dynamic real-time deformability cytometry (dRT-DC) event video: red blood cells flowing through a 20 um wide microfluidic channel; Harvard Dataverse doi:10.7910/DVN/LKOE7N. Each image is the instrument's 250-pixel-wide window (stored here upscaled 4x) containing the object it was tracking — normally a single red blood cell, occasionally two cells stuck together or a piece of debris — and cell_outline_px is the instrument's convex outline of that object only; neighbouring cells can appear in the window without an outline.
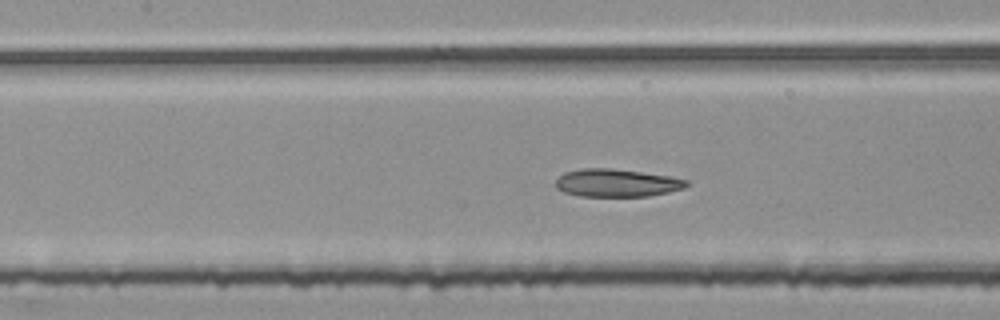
{"species": "common noctule bat (a hibernating species)", "species_latin": "Nyctalus noctula", "temperature_condition": "room temperature", "stored_images_in_passage": 50, "camera_frame_rate_fps": 3000, "um_per_image_px": 0.085, "animal": {"sex": "female", "body_mass_g": 25.1}, "frame": {"image": 1, "passage_image": 23, "time_ms": 7.333, "image_size_px": [1000, 320], "cell_outline_px": [[692, 184], [684, 188], [668, 192], [648, 196], [580, 196], [564, 192], [556, 188], [556, 180], [564, 172], [580, 168], [608, 168], [640, 172], [668, 176], [688, 180]], "centroid_in_image_um": [52.42, 15.55], "position_along_channel_um": 155.0, "area_um2": 21.15}}
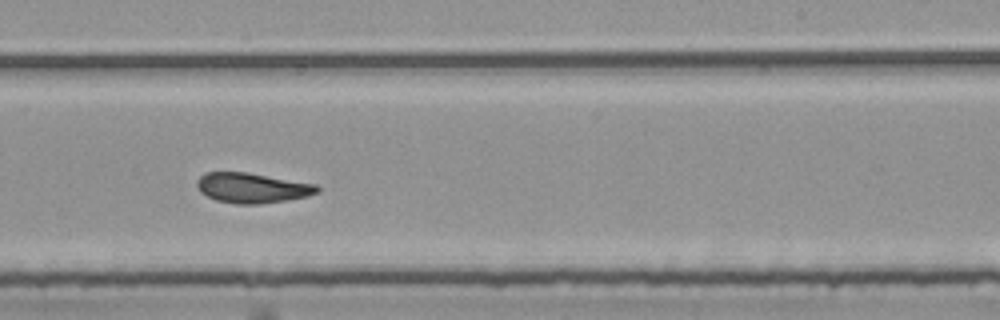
{"frame": {"image": 2, "passage_image": 32, "time_ms": 10.333, "image_size_px": [1000, 320], "cell_outline_px": [[320, 192], [308, 196], [260, 204], [236, 204], [216, 200], [200, 192], [196, 184], [200, 176], [204, 172], [248, 172], [316, 184], [320, 188]], "centroid_in_image_um": [21.44, 15.96], "position_along_channel_um": 267.6, "area_um2": 21.1}}
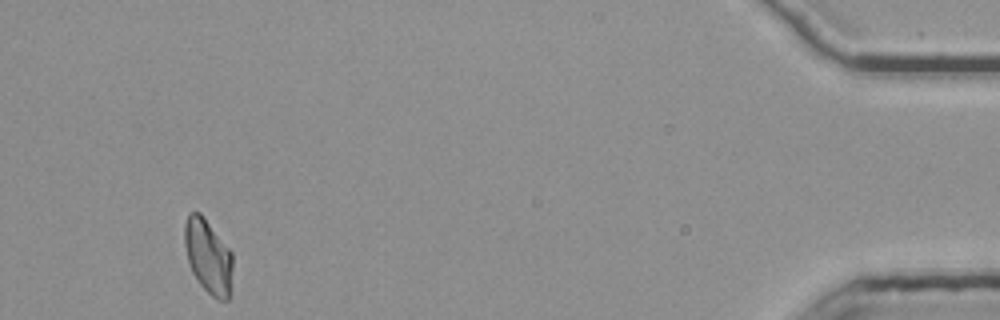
{"frame": {"image": 3, "passage_image": 50, "time_ms": 16.333, "image_size_px": [1000, 320], "cell_outline_px": [[232, 268], [228, 300], [216, 300], [200, 284], [192, 272], [188, 260], [184, 244], [184, 224], [188, 212], [200, 212], [232, 252]], "centroid_in_image_um": [17.67, 21.77], "position_along_channel_um": 417.5, "area_um2": 20.69}, "authors_computed_cell_mechanics": {"area_um2": 21.5883, "velocity_mm_per_s": 3.7712, "shape_relaxation_time_tau1_ms": null, "shape_relaxation_time_tau2_ms": 4.8931, "deformation_change_tau1": null, "deformation_change_tau2": 0.1016}}